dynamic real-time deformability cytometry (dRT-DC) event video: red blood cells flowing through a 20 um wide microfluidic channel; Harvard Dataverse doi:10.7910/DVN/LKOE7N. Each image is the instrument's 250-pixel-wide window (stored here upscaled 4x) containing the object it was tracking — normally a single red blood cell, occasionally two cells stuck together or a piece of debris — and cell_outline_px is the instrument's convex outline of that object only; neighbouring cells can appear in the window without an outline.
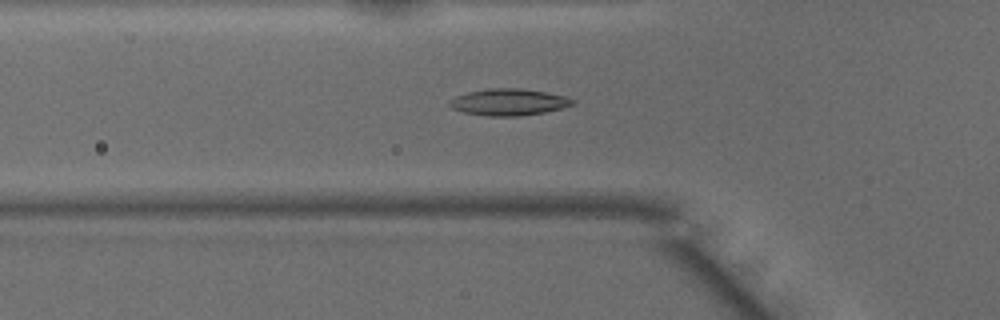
{"species": "common noctule bat (a hibernating species)", "species_latin": "Nyctalus noctula", "temperature_condition": "warm", "stored_images_in_passage": 42, "camera_frame_rate_fps": 3000, "um_per_image_px": 0.085, "animal": {"sex": "male", "body_mass_g": 15.6}, "frame": {"image": 1, "passage_image": 9, "time_ms": 2.667, "image_size_px": [1000, 320], "cell_outline_px": [[576, 104], [544, 112], [520, 116], [488, 116], [464, 112], [452, 108], [448, 104], [448, 100], [456, 96], [468, 92], [488, 88], [520, 88], [544, 92], [564, 96], [572, 100]], "centroid_in_image_um": [43.19, 8.68], "position_along_channel_um": 82.6, "area_um2": 18.96}}
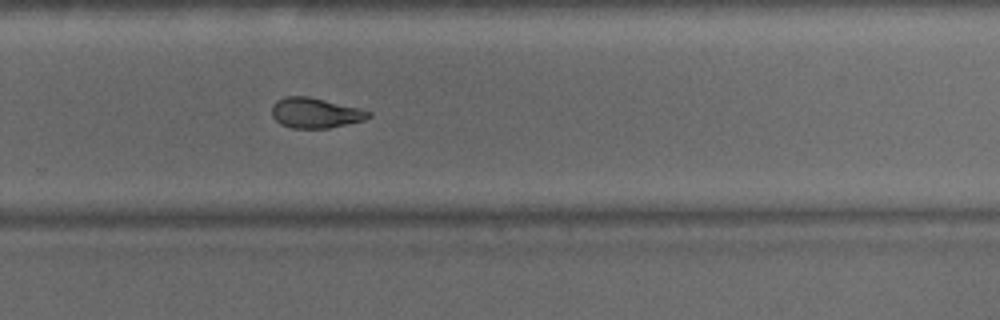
{"frame": {"image": 2, "passage_image": 25, "time_ms": 8.0, "image_size_px": [1000, 320], "cell_outline_px": [[372, 116], [364, 120], [328, 128], [292, 128], [280, 124], [272, 116], [272, 104], [276, 100], [284, 96], [308, 96], [360, 108], [372, 112]], "centroid_in_image_um": [26.79, 9.59], "position_along_channel_um": 303.0, "area_um2": 17.11}}
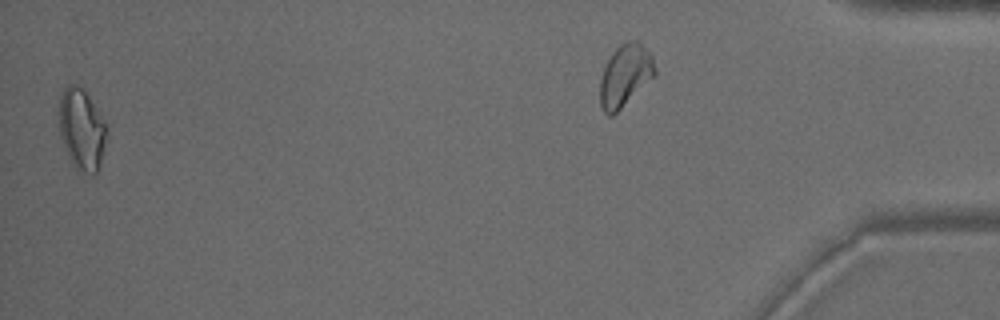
{"frame": {"image": 3, "passage_image": 41, "time_ms": 13.333, "image_size_px": [1000, 320], "cell_outline_px": [[104, 144], [100, 164], [96, 172], [92, 176], [84, 172], [72, 164], [68, 156], [60, 136], [56, 112], [60, 92], [68, 84], [76, 84], [88, 96], [104, 120]], "centroid_in_image_um": [6.85, 10.95], "position_along_channel_um": 428.3, "area_um2": 22.43}, "authors_computed_cell_mechanics": {"area_um2": 17.918, "velocity_mm_per_s": 4.1174, "shape_relaxation_time_tau1_ms": 5.6592, "shape_relaxation_time_tau2_ms": 2.7054, "deformation_change_tau1": 0.1737, "deformation_change_tau2": 0.0915}}